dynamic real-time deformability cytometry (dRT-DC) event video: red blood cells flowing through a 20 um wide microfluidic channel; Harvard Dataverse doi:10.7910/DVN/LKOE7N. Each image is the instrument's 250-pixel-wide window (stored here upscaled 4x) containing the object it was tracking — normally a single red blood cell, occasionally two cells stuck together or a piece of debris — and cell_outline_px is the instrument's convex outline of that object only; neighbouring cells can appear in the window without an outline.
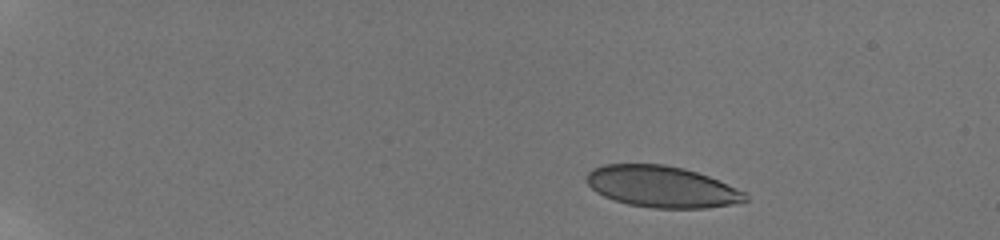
{"species": "human", "species_latin": "Homo sapiens", "temperature_condition": "room temperature", "stored_images_in_passage": 48, "camera_frame_rate_fps": 3000, "um_per_image_px": 0.085, "donor": {"sex": "male"}, "frame": {"image": 1, "passage_image": 1, "time_ms": 0.0, "image_size_px": [1000, 240], "cell_outline_px": [[748, 200], [728, 204], [704, 208], [652, 208], [628, 204], [604, 196], [596, 192], [584, 180], [588, 172], [604, 164], [664, 164], [684, 168], [708, 176], [748, 192]], "centroid_in_image_um": [56.25, 15.86], "position_along_channel_um": 28.7, "area_um2": 38.21}}
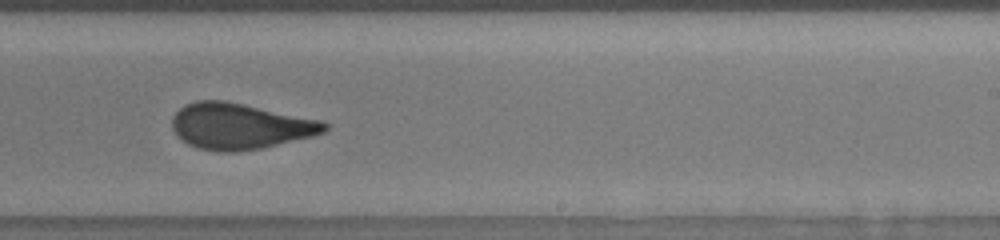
{"frame": {"image": 2, "passage_image": 30, "time_ms": 9.667, "image_size_px": [1000, 240], "cell_outline_px": [[328, 128], [324, 132], [312, 136], [260, 148], [236, 152], [216, 152], [200, 148], [188, 144], [176, 136], [172, 128], [172, 116], [180, 108], [196, 100], [224, 100], [244, 104], [320, 120], [328, 124]], "centroid_in_image_um": [20.35, 10.73], "position_along_channel_um": 268.7, "area_um2": 40.63}}
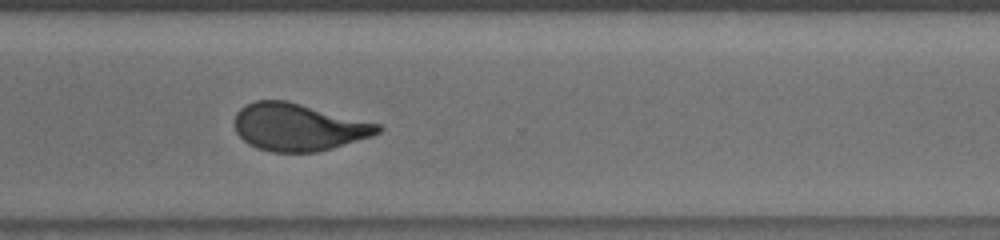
{"frame": {"image": 3, "passage_image": 36, "time_ms": 11.667, "image_size_px": [1000, 240], "cell_outline_px": [[384, 128], [380, 132], [372, 136], [332, 148], [316, 152], [272, 152], [256, 148], [248, 144], [236, 132], [236, 112], [240, 108], [256, 100], [284, 100], [380, 124]], "centroid_in_image_um": [25.36, 10.81], "position_along_channel_um": 345.2, "area_um2": 39.19}, "authors_computed_cell_mechanics": {"area_um2": 40.0554, "velocity_mm_per_s": 3.8334, "shape_relaxation_time_tau1_ms": 10.4862, "shape_relaxation_time_tau2_ms": 0.9476, "deformation_change_tau1": 0.2471, "deformation_change_tau2": 0.0846}}